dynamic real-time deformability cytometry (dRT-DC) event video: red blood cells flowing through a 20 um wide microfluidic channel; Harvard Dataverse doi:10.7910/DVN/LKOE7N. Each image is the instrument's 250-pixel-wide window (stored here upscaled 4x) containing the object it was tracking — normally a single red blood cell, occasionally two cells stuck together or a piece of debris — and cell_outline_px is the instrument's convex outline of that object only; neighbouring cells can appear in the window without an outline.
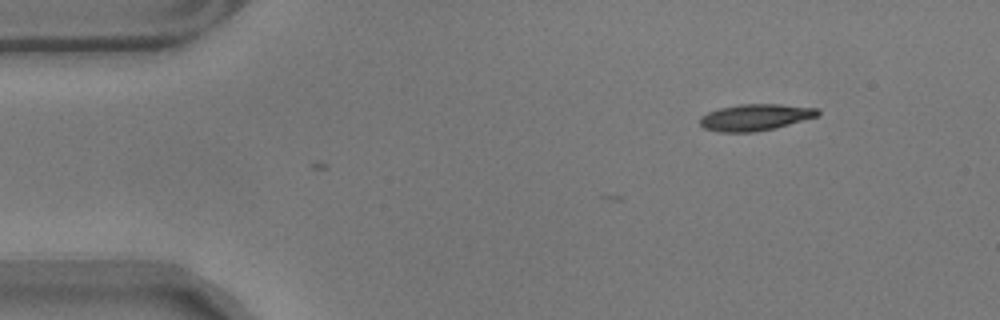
{"species": "common noctule bat (a hibernating species)", "species_latin": "Nyctalus noctula", "temperature_condition": "warm", "stored_images_in_passage": 3, "camera_frame_rate_fps": 3000, "um_per_image_px": 0.085, "animal": {"sex": "male", "body_mass_g": 17.9}, "frame": {"image": 1, "passage_image": 3, "time_ms": 0.667, "image_size_px": [1000, 320], "cell_outline_px": [[820, 116], [776, 128], [752, 132], [716, 132], [704, 128], [700, 124], [700, 116], [708, 112], [720, 108], [740, 104], [780, 104], [820, 108]], "centroid_in_image_um": [64.24, 9.97], "position_along_channel_um": 20.8, "area_um2": 18.44}}